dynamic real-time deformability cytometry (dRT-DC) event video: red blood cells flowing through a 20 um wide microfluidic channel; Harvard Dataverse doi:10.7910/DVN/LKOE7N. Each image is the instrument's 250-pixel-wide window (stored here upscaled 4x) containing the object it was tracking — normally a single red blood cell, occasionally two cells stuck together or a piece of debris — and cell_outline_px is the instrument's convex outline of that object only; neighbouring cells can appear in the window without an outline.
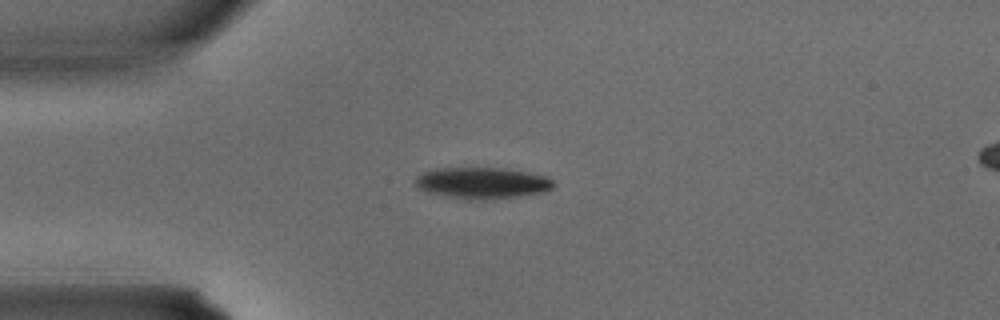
{"species": "common noctule bat (a hibernating species)", "species_latin": "Nyctalus noctula", "temperature_condition": "warm", "stored_images_in_passage": 2, "segment_of_instrument_passage": [1, 2], "camera_frame_rate_fps": 3000, "um_per_image_px": 0.085, "animal": {"sex": "male", "body_mass_g": 15.6}, "frame": {"image": 1, "passage_image": 1, "time_ms": 0.0, "image_size_px": [1000, 320], "cell_outline_px": [[556, 184], [552, 188], [544, 192], [520, 196], [492, 200], [468, 200], [428, 192], [420, 188], [416, 184], [416, 176], [428, 168], [500, 168], [524, 172], [544, 176], [552, 180]], "centroid_in_image_um": [40.97, 15.56], "position_along_channel_um": 44.0, "area_um2": 25.26}}